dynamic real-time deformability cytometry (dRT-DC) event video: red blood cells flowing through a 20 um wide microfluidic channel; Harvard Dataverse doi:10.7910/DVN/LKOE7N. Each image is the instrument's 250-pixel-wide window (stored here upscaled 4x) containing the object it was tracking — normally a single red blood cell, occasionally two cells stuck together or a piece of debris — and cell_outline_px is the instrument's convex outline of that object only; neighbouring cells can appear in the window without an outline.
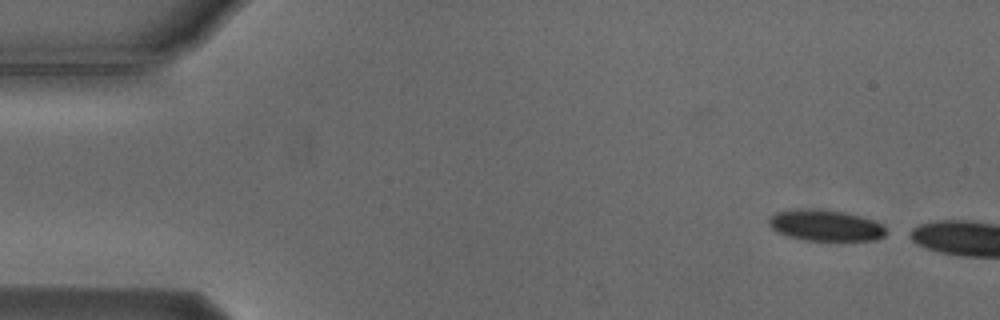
{"species": "Egyptian fruit bat (a non-hibernating species)", "species_latin": "Rousettus aegyptiacus", "temperature_condition": "cold", "stored_images_in_passage": 6, "camera_frame_rate_fps": 3000, "um_per_image_px": 0.085, "animal": {"sex": "male"}, "frame": {"image": 1, "passage_image": 1, "time_ms": 0.0, "image_size_px": [1000, 320], "cell_outline_px": [[888, 232], [884, 236], [876, 240], [836, 244], [804, 240], [788, 236], [776, 232], [768, 224], [768, 220], [776, 212], [800, 208], [812, 208], [844, 212], [860, 216], [884, 224]], "centroid_in_image_um": [70.23, 19.22], "position_along_channel_um": 14.8, "area_um2": 22.43}}